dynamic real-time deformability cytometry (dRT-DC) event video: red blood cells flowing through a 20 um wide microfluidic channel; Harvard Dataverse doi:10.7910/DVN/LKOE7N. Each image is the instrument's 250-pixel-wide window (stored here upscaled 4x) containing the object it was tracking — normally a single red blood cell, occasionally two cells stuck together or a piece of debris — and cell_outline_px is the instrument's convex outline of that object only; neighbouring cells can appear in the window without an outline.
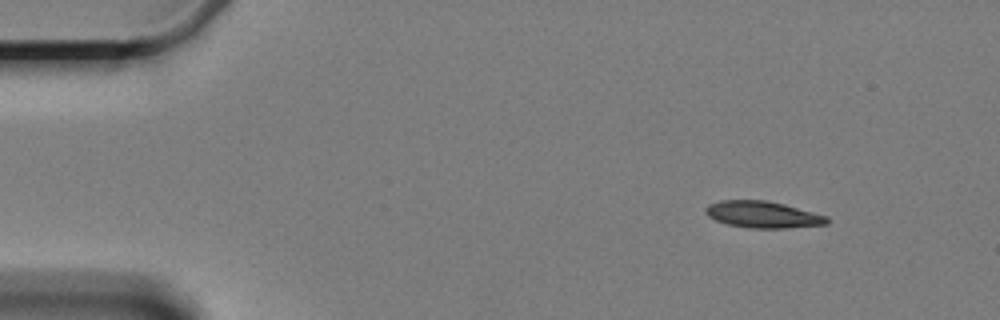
{"species": "Egyptian fruit bat (a non-hibernating species)", "species_latin": "Rousettus aegyptiacus", "temperature_condition": "cold", "stored_images_in_passage": 5, "camera_frame_rate_fps": 3000, "um_per_image_px": 0.085, "animal": {"sex": "female"}, "frame": {"image": 1, "passage_image": 1, "time_ms": 0.0, "image_size_px": [1000, 320], "cell_outline_px": [[828, 224], [784, 228], [748, 228], [728, 224], [716, 220], [708, 216], [704, 212], [704, 208], [708, 204], [720, 200], [768, 200], [784, 204], [828, 216]], "centroid_in_image_um": [64.81, 18.23], "position_along_channel_um": 20.2, "area_um2": 18.9}}
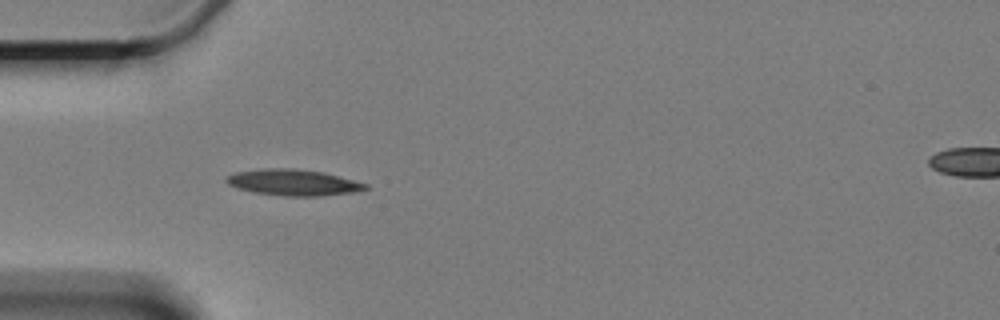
{"frame": {"image": 2, "passage_image": 4, "time_ms": 3.667, "image_size_px": [1000, 320], "cell_outline_px": [[368, 188], [352, 192], [320, 196], [284, 196], [252, 192], [236, 188], [228, 184], [224, 180], [224, 176], [236, 172], [264, 168], [292, 168], [324, 172], [368, 184]], "centroid_in_image_um": [24.86, 15.5], "position_along_channel_um": 60.1, "area_um2": 21.27}}
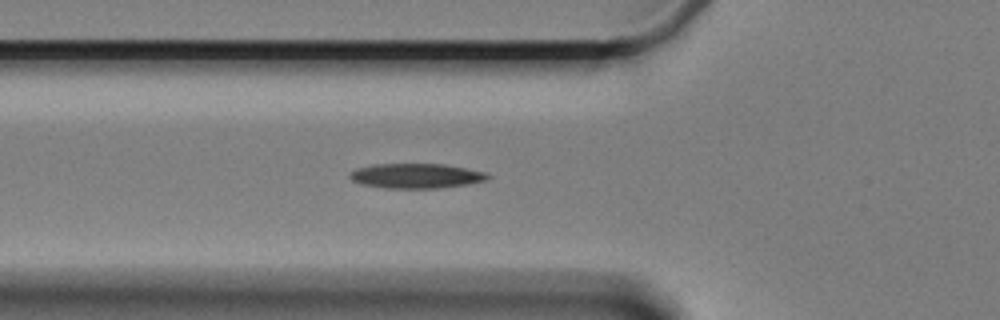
{"frame": {"image": 3, "passage_image": 5, "time_ms": 4.667, "image_size_px": [1000, 320], "cell_outline_px": [[492, 176], [484, 180], [468, 184], [436, 188], [384, 188], [360, 184], [352, 180], [348, 176], [348, 172], [356, 168], [372, 164], [444, 164], [484, 172]], "centroid_in_image_um": [35.29, 14.94], "position_along_channel_um": 90.5, "area_um2": 19.94}}